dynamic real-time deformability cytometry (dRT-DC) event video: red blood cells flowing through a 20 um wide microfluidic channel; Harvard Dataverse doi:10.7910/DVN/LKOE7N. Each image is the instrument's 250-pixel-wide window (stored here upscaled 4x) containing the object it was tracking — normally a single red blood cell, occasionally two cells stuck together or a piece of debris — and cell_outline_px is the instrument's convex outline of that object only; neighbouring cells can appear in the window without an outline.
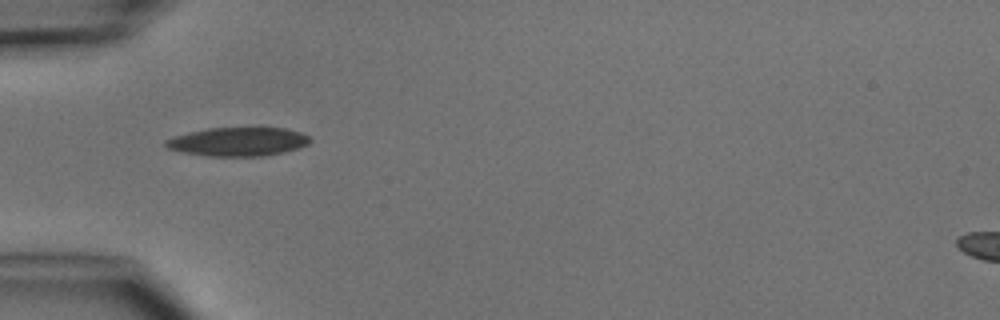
{"species": "common noctule bat (a hibernating species)", "species_latin": "Nyctalus noctula", "temperature_condition": "cold", "stored_images_in_passage": 6, "camera_frame_rate_fps": 3000, "um_per_image_px": 0.085, "animal": {"sex": "male", "body_mass_g": 15.6}, "frame": {"image": 1, "passage_image": 5, "time_ms": 4.667, "image_size_px": [1000, 320], "cell_outline_px": [[312, 140], [308, 144], [300, 148], [284, 152], [264, 156], [204, 156], [184, 152], [168, 148], [164, 144], [164, 140], [172, 136], [208, 128], [260, 124], [284, 128], [300, 132], [308, 136]], "centroid_in_image_um": [20.28, 11.99], "position_along_channel_um": 64.7, "area_um2": 25.32}}